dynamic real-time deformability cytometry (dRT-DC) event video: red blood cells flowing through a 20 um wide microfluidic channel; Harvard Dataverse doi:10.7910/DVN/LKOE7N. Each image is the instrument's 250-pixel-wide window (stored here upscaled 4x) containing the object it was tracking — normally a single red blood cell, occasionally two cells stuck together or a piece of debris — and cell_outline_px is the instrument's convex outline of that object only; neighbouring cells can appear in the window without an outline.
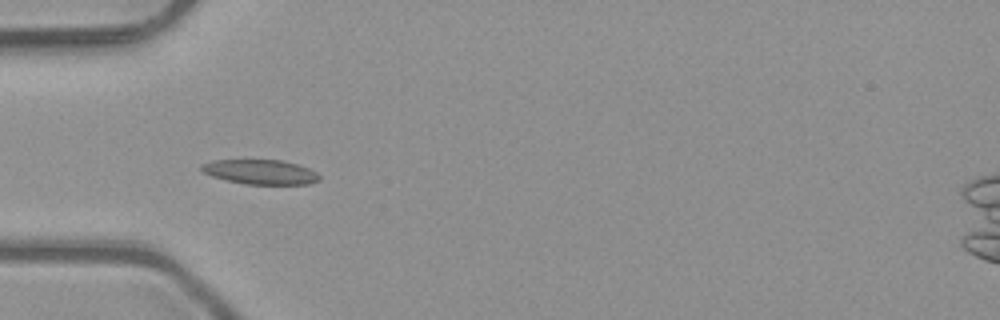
{"species": "common noctule bat (a hibernating species)", "species_latin": "Nyctalus noctula", "temperature_condition": "room temperature", "stored_images_in_passage": 38, "camera_frame_rate_fps": 3000, "um_per_image_px": 0.085, "animal": {"sex": "male", "body_mass_g": 23.1, "forearm_length_mm": 52.7}, "frame": {"image": 1, "passage_image": 3, "time_ms": 0.667, "image_size_px": [1000, 320], "cell_outline_px": [[320, 180], [308, 184], [244, 184], [212, 176], [200, 172], [200, 164], [212, 160], [284, 160], [308, 168], [316, 172], [320, 176]], "centroid_in_image_um": [22.1, 14.61], "position_along_channel_um": 62.9, "area_um2": 16.99}}
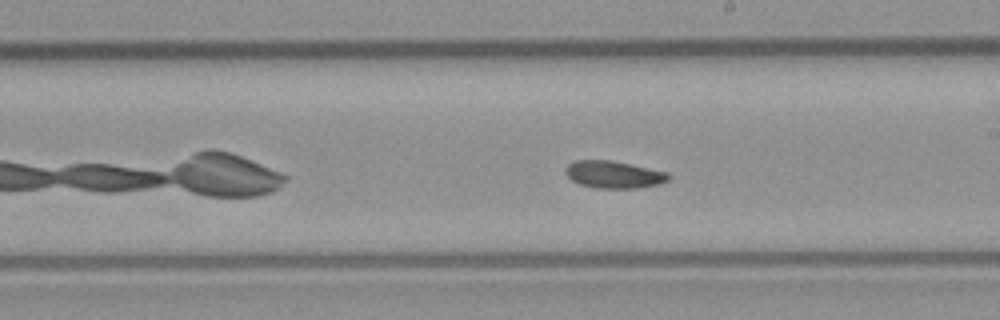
{"frame": {"image": 2, "passage_image": 16, "time_ms": 5.0, "image_size_px": [1000, 320], "cell_outline_px": [[672, 176], [668, 180], [660, 184], [636, 188], [596, 188], [580, 184], [572, 180], [564, 172], [564, 168], [568, 164], [576, 160], [612, 160], [668, 172]], "centroid_in_image_um": [52.18, 14.83], "position_along_channel_um": 236.8, "area_um2": 16.47}}
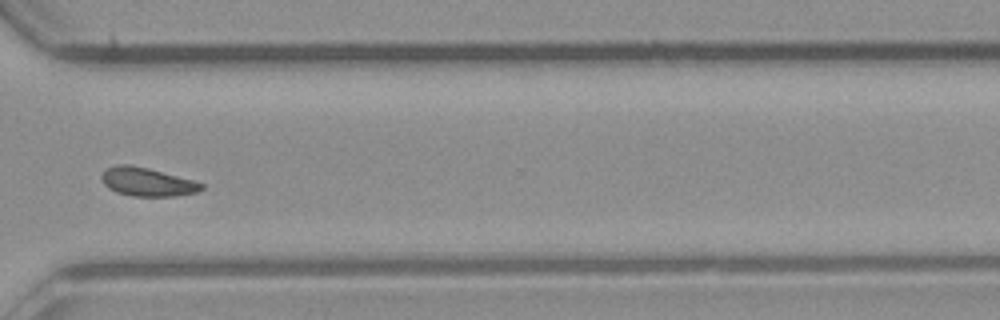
{"frame": {"image": 3, "passage_image": 25, "time_ms": 8.0, "image_size_px": [1000, 320], "cell_outline_px": [[204, 188], [196, 192], [176, 196], [132, 196], [116, 192], [108, 188], [104, 184], [100, 176], [108, 168], [116, 164], [128, 164], [148, 168], [192, 180], [204, 184]], "centroid_in_image_um": [12.49, 15.46], "position_along_channel_um": 358.1, "area_um2": 16.47}}